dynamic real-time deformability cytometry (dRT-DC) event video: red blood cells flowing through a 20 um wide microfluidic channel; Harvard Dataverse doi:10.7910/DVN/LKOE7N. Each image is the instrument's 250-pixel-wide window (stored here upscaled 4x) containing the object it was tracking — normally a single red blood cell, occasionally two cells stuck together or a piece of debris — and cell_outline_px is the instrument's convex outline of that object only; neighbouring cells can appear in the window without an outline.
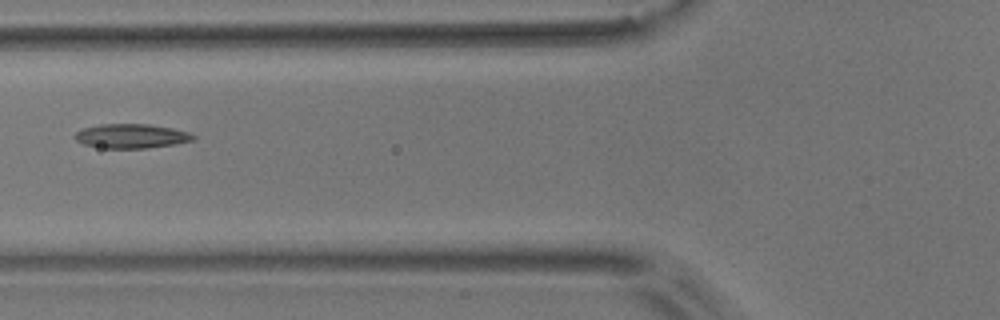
{"species": "common noctule bat (a hibernating species)", "species_latin": "Nyctalus noctula", "temperature_condition": "room temperature", "stored_images_in_passage": 5, "camera_frame_rate_fps": 3000, "um_per_image_px": 0.085, "animal": {"sex": "male", "body_mass_g": 17.9}, "frame": {"image": 1, "passage_image": 3, "time_ms": 2.333, "image_size_px": [1000, 320], "cell_outline_px": [[196, 140], [176, 144], [148, 148], [100, 148], [84, 144], [76, 140], [72, 136], [76, 132], [84, 128], [100, 124], [148, 124], [172, 128], [188, 132], [196, 136]], "centroid_in_image_um": [11.17, 11.57], "position_along_channel_um": 114.6, "area_um2": 16.88}}
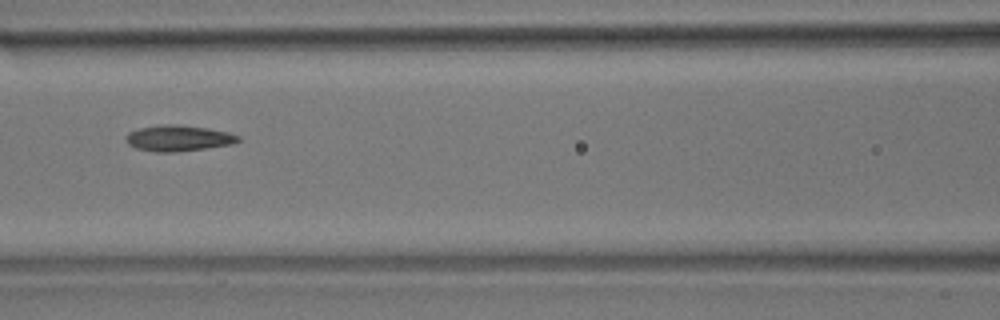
{"frame": {"image": 2, "passage_image": 4, "time_ms": 3.333, "image_size_px": [1000, 320], "cell_outline_px": [[240, 140], [232, 144], [204, 148], [172, 152], [156, 152], [136, 148], [128, 144], [124, 140], [124, 136], [128, 132], [140, 128], [164, 124], [176, 124], [208, 128], [228, 132], [240, 136]], "centroid_in_image_um": [15.13, 11.74], "position_along_channel_um": 151.5, "area_um2": 16.94}}